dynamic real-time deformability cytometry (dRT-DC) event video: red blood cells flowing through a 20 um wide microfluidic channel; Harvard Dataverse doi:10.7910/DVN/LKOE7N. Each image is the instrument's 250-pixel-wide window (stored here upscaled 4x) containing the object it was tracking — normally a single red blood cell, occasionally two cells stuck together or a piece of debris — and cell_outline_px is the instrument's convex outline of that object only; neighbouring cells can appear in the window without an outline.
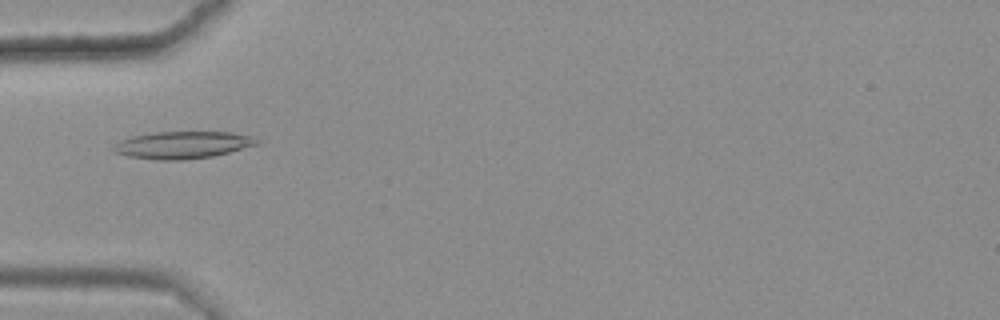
{"species": "common noctule bat (a hibernating species)", "species_latin": "Nyctalus noctula", "temperature_condition": "warm", "stored_images_in_passage": 6, "camera_frame_rate_fps": 3000, "um_per_image_px": 0.085, "animal": {"sex": "female", "body_mass_g": 25.1}, "frame": {"image": 1, "passage_image": 1, "time_ms": 0.0, "image_size_px": [1000, 320], "cell_outline_px": [[260, 144], [212, 156], [184, 160], [156, 160], [128, 156], [116, 152], [112, 148], [120, 140], [132, 136], [152, 132], [232, 132], [256, 136], [260, 140]], "centroid_in_image_um": [15.58, 12.31], "position_along_channel_um": 69.4, "area_um2": 22.83}}